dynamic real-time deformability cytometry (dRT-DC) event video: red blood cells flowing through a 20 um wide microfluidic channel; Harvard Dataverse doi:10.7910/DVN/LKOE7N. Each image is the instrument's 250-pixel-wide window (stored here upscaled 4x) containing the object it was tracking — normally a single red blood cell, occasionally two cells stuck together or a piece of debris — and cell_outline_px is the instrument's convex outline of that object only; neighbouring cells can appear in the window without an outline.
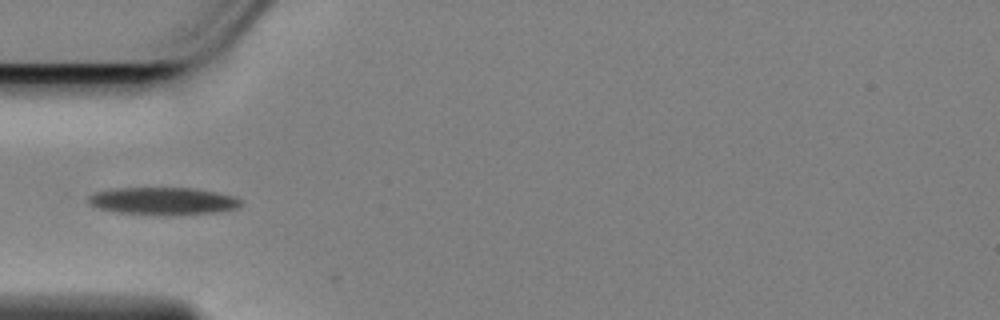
{"species": "Egyptian fruit bat (a non-hibernating species)", "species_latin": "Rousettus aegyptiacus", "temperature_condition": "cold", "stored_images_in_passage": 4, "camera_frame_rate_fps": 3000, "um_per_image_px": 0.085, "animal": {"sex": "female"}, "frame": {"image": 1, "passage_image": 1, "time_ms": 0.0, "image_size_px": [1000, 320], "cell_outline_px": [[240, 204], [236, 208], [220, 212], [176, 216], [168, 216], [116, 212], [96, 208], [88, 204], [88, 196], [96, 192], [116, 188], [192, 188], [216, 192], [232, 196], [240, 200]], "centroid_in_image_um": [13.83, 17.11], "position_along_channel_um": 71.2, "area_um2": 24.68}}